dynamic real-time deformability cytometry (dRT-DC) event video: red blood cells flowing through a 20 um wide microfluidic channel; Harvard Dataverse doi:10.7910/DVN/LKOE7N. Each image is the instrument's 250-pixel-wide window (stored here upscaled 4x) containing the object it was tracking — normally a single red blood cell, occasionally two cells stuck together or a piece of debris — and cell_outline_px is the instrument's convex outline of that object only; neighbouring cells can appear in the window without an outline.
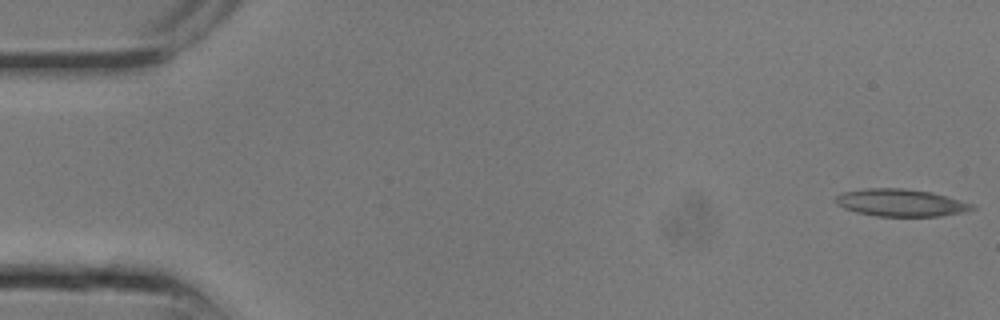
{"species": "common noctule bat (a hibernating species)", "species_latin": "Nyctalus noctula", "temperature_condition": "room temperature", "stored_images_in_passage": 9, "camera_frame_rate_fps": 3000, "um_per_image_px": 0.085, "animal": {"sex": "male", "body_mass_g": 13.3}, "frame": {"image": 1, "passage_image": 1, "time_ms": 0.0, "image_size_px": [1000, 320], "cell_outline_px": [[976, 208], [964, 212], [940, 216], [880, 216], [856, 212], [844, 208], [836, 204], [836, 196], [844, 192], [864, 188], [900, 188], [932, 192], [972, 204]], "centroid_in_image_um": [76.55, 17.23], "position_along_channel_um": 8.5, "area_um2": 21.5}}
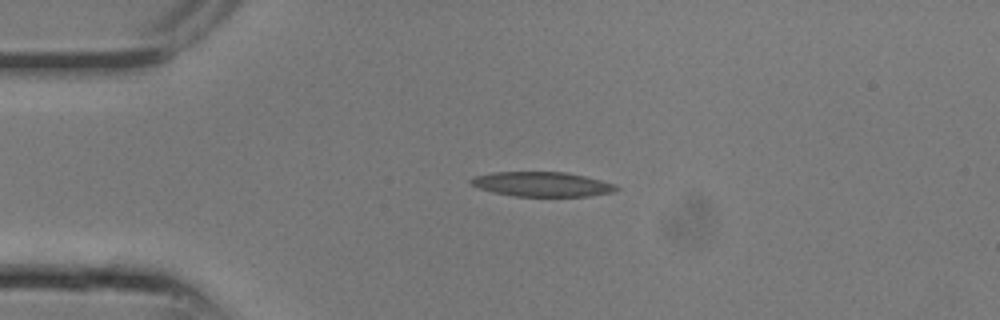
{"frame": {"image": 2, "passage_image": 6, "time_ms": 1.667, "image_size_px": [1000, 320], "cell_outline_px": [[620, 188], [612, 192], [588, 196], [516, 196], [492, 192], [480, 188], [472, 184], [468, 180], [472, 176], [492, 172], [564, 172], [584, 176], [600, 180], [612, 184]], "centroid_in_image_um": [46.01, 15.65], "position_along_channel_um": 39.0, "area_um2": 20.69}}
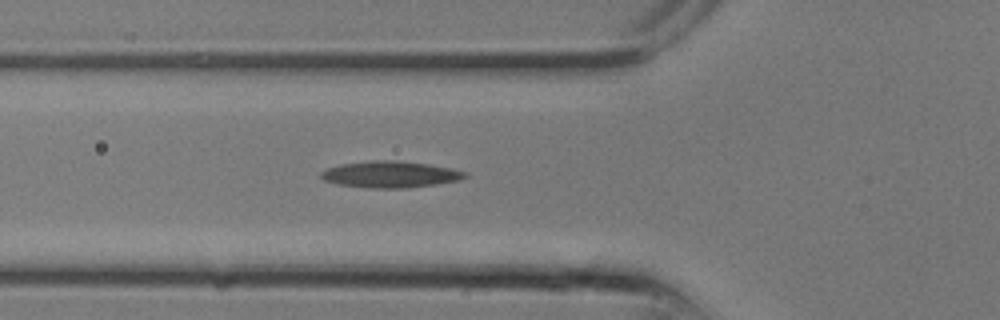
{"frame": {"image": 3, "passage_image": 9, "time_ms": 2.667, "image_size_px": [1000, 320], "cell_outline_px": [[468, 176], [460, 180], [436, 184], [404, 188], [372, 188], [340, 184], [324, 180], [320, 176], [320, 172], [328, 168], [340, 164], [372, 160], [392, 160], [428, 164], [468, 172]], "centroid_in_image_um": [33.18, 14.82], "position_along_channel_um": 92.6, "area_um2": 22.02}}